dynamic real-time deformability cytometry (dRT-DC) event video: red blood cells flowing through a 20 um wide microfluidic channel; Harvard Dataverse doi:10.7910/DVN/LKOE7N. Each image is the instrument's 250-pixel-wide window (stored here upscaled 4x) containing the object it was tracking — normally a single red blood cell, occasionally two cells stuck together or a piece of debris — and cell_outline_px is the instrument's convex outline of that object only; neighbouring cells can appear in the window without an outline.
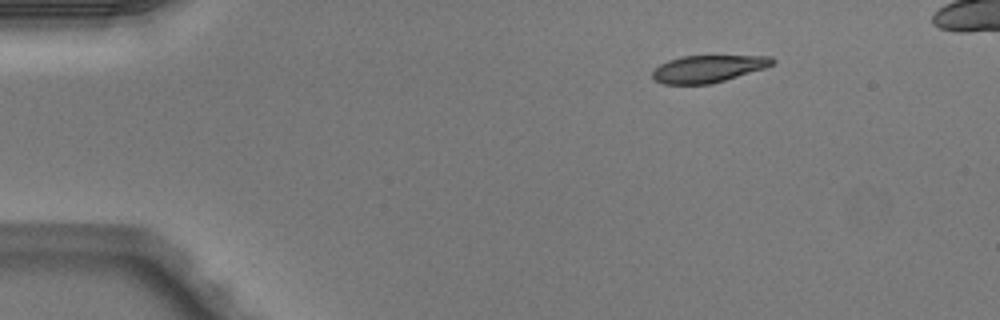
{"species": "Egyptian fruit bat (a non-hibernating species)", "species_latin": "Rousettus aegyptiacus", "temperature_condition": "warm", "stored_images_in_passage": 5, "camera_frame_rate_fps": 3000, "um_per_image_px": 0.085, "animal": {"sex": "male"}, "frame": {"image": 1, "passage_image": 2, "time_ms": 0.333, "image_size_px": [1000, 320], "cell_outline_px": [[776, 60], [768, 68], [724, 80], [708, 84], [664, 84], [656, 80], [652, 76], [652, 72], [660, 64], [668, 60], [680, 56], [772, 56]], "centroid_in_image_um": [60.22, 5.84], "position_along_channel_um": 24.8, "area_um2": 18.96}}